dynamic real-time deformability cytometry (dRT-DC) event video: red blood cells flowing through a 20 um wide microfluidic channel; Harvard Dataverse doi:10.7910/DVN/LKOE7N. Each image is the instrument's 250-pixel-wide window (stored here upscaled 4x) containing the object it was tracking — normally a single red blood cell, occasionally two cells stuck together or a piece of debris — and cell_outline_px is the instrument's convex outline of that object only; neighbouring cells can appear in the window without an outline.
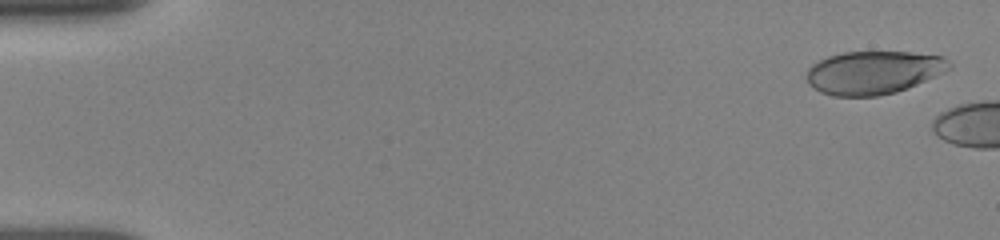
{"species": "human", "species_latin": "Homo sapiens", "temperature_condition": "room temperature", "stored_images_in_passage": 3, "camera_frame_rate_fps": 3000, "um_per_image_px": 0.085, "donor": {"sex": "female"}, "frame": {"image": 1, "passage_image": 1, "time_ms": 0.0, "image_size_px": [1000, 240], "cell_outline_px": [[952, 68], [944, 72], [908, 88], [896, 92], [876, 96], [832, 96], [820, 92], [808, 84], [808, 68], [812, 64], [828, 56], [844, 52], [908, 52], [944, 56], [952, 64]], "centroid_in_image_um": [74.26, 6.16], "position_along_channel_um": 10.7, "area_um2": 35.89}}